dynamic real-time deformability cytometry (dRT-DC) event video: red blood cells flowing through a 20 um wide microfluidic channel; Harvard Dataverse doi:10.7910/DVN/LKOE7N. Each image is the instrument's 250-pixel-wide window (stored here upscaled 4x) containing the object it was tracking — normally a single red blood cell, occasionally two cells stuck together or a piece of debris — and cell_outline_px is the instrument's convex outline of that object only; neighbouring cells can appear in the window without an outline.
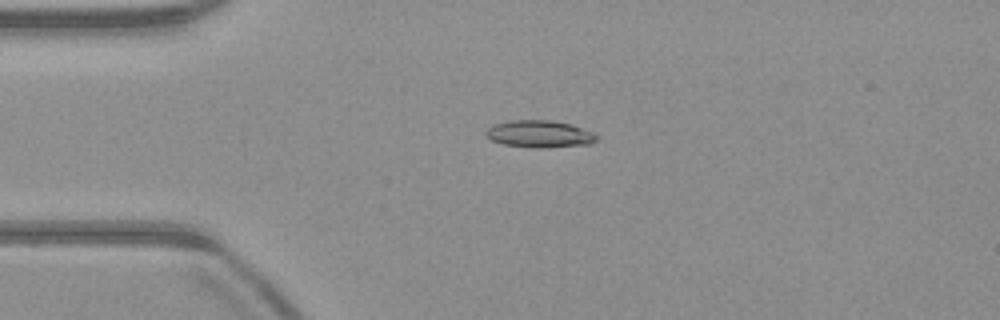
{"species": "common noctule bat (a hibernating species)", "species_latin": "Nyctalus noctula", "temperature_condition": "warm", "stored_images_in_passage": 16, "camera_frame_rate_fps": 3000, "um_per_image_px": 0.085, "animal": {"sex": "male", "body_mass_g": 23.1, "forearm_length_mm": 52.7}, "frame": {"image": 1, "passage_image": 12, "time_ms": 3.667, "image_size_px": [1000, 320], "cell_outline_px": [[596, 140], [588, 144], [544, 148], [532, 148], [504, 144], [492, 140], [484, 136], [484, 132], [492, 124], [508, 120], [552, 120], [572, 124], [592, 132], [596, 136]], "centroid_in_image_um": [45.8, 11.38], "position_along_channel_um": 39.2, "area_um2": 17.63}}